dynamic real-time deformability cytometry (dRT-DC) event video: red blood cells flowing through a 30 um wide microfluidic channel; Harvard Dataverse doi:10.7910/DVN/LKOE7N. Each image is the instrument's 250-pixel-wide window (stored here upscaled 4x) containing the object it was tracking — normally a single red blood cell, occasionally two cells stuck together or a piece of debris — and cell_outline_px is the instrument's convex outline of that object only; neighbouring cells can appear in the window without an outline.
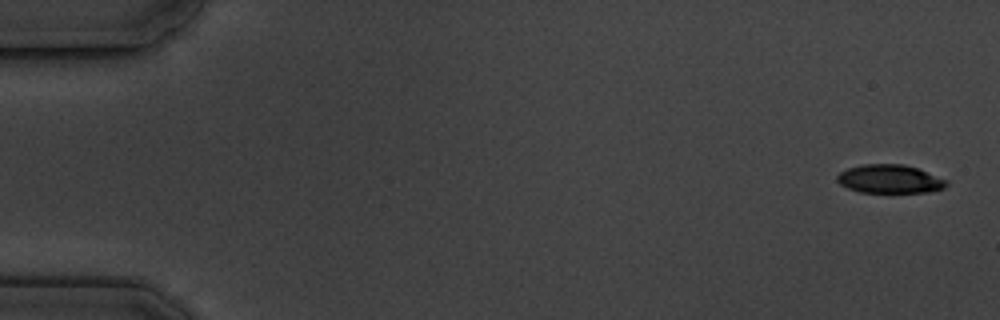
{"species": "common noctule bat (a hibernating species)", "species_latin": "Nyctalus noctula", "temperature_condition": "cold", "stored_images_in_passage": 6, "camera_frame_rate_fps": 3000, "um_per_image_px": 0.085, "animal": {"sex": "male", "body_mass_g": 19.5, "forearm_length_mm": 54.6}, "frame": {"image": 1, "passage_image": 1, "time_ms": 0.0, "image_size_px": [1000, 320], "cell_outline_px": [[948, 184], [944, 188], [928, 192], [860, 192], [848, 188], [840, 184], [836, 180], [836, 176], [840, 172], [848, 168], [864, 164], [904, 164], [916, 168], [948, 180]], "centroid_in_image_um": [75.62, 15.21], "position_along_channel_um": 9.4, "area_um2": 18.09}}
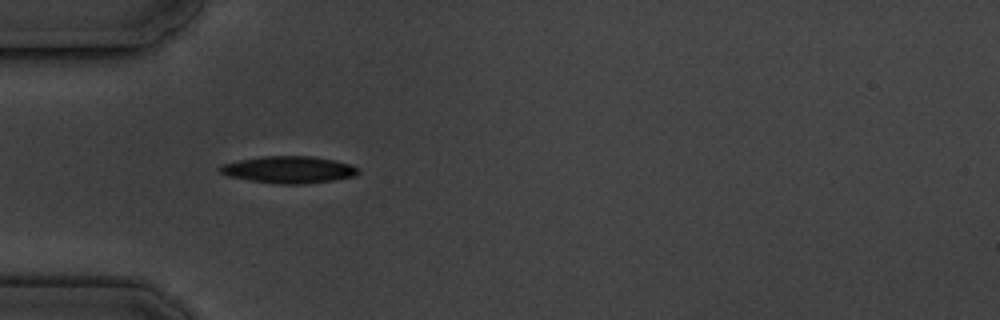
{"frame": {"image": 2, "passage_image": 5, "time_ms": 5.333, "image_size_px": [1000, 320], "cell_outline_px": [[360, 172], [356, 176], [332, 180], [304, 184], [280, 184], [252, 180], [228, 176], [220, 172], [216, 168], [220, 164], [240, 160], [264, 156], [312, 156], [336, 160], [352, 164], [360, 168]], "centroid_in_image_um": [24.58, 14.41], "position_along_channel_um": 60.4, "area_um2": 21.85}}